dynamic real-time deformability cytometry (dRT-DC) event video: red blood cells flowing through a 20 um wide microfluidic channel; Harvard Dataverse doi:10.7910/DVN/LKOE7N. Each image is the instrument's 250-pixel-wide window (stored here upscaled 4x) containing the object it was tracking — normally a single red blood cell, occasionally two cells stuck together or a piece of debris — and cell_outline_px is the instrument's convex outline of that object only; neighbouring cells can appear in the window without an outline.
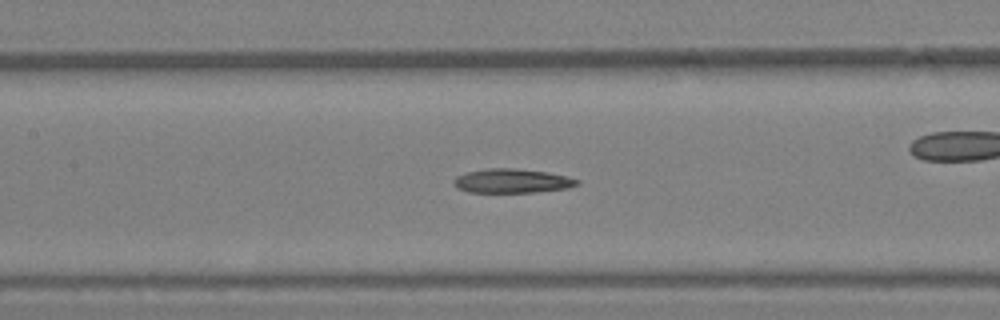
{"species": "Egyptian fruit bat (a non-hibernating species)", "species_latin": "Rousettus aegyptiacus", "temperature_condition": "warm", "stored_images_in_passage": 22, "camera_frame_rate_fps": 3000, "um_per_image_px": 0.085, "animal": {"sex": "female"}, "frame": {"image": 1, "passage_image": 7, "time_ms": 2.0, "image_size_px": [1000, 320], "cell_outline_px": [[580, 184], [568, 188], [536, 192], [468, 192], [456, 188], [452, 184], [452, 180], [456, 176], [468, 172], [484, 168], [516, 168], [548, 172], [580, 180]], "centroid_in_image_um": [43.49, 15.37], "position_along_channel_um": 163.9, "area_um2": 17.51}}
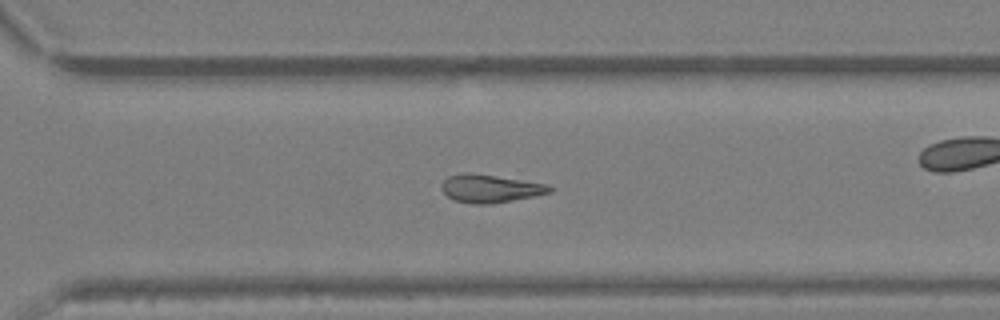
{"frame": {"image": 2, "passage_image": 16, "time_ms": 5.0, "image_size_px": [1000, 320], "cell_outline_px": [[552, 192], [536, 196], [492, 204], [472, 204], [456, 200], [448, 196], [440, 188], [440, 184], [448, 176], [464, 172], [472, 172], [544, 184], [552, 188]], "centroid_in_image_um": [41.62, 16.02], "position_along_channel_um": 329.0, "area_um2": 17.57}}